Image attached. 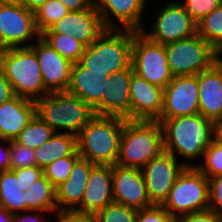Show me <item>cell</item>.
Returning <instances> with one entry per match:
<instances>
[{"label":"cell","mask_w":222,"mask_h":222,"mask_svg":"<svg viewBox=\"0 0 222 222\" xmlns=\"http://www.w3.org/2000/svg\"><path fill=\"white\" fill-rule=\"evenodd\" d=\"M157 121L162 125L165 151L176 158L192 161L204 157L216 137V124L199 113Z\"/></svg>","instance_id":"1"},{"label":"cell","mask_w":222,"mask_h":222,"mask_svg":"<svg viewBox=\"0 0 222 222\" xmlns=\"http://www.w3.org/2000/svg\"><path fill=\"white\" fill-rule=\"evenodd\" d=\"M135 30L106 28L85 47L80 63L96 74L110 75L131 66Z\"/></svg>","instance_id":"2"},{"label":"cell","mask_w":222,"mask_h":222,"mask_svg":"<svg viewBox=\"0 0 222 222\" xmlns=\"http://www.w3.org/2000/svg\"><path fill=\"white\" fill-rule=\"evenodd\" d=\"M165 152L163 129L159 121H125L117 165L141 169Z\"/></svg>","instance_id":"3"},{"label":"cell","mask_w":222,"mask_h":222,"mask_svg":"<svg viewBox=\"0 0 222 222\" xmlns=\"http://www.w3.org/2000/svg\"><path fill=\"white\" fill-rule=\"evenodd\" d=\"M125 121L121 117L96 115L77 136L80 157L94 165H115Z\"/></svg>","instance_id":"4"},{"label":"cell","mask_w":222,"mask_h":222,"mask_svg":"<svg viewBox=\"0 0 222 222\" xmlns=\"http://www.w3.org/2000/svg\"><path fill=\"white\" fill-rule=\"evenodd\" d=\"M36 114L55 133L78 136L80 131L96 116L94 110L81 98L68 92L48 93L35 102Z\"/></svg>","instance_id":"5"},{"label":"cell","mask_w":222,"mask_h":222,"mask_svg":"<svg viewBox=\"0 0 222 222\" xmlns=\"http://www.w3.org/2000/svg\"><path fill=\"white\" fill-rule=\"evenodd\" d=\"M14 95L36 102L48 93L35 52L30 47L2 49L1 67Z\"/></svg>","instance_id":"6"},{"label":"cell","mask_w":222,"mask_h":222,"mask_svg":"<svg viewBox=\"0 0 222 222\" xmlns=\"http://www.w3.org/2000/svg\"><path fill=\"white\" fill-rule=\"evenodd\" d=\"M176 220L209 209V180L197 167H186L162 204Z\"/></svg>","instance_id":"7"},{"label":"cell","mask_w":222,"mask_h":222,"mask_svg":"<svg viewBox=\"0 0 222 222\" xmlns=\"http://www.w3.org/2000/svg\"><path fill=\"white\" fill-rule=\"evenodd\" d=\"M165 50L173 77L197 75L219 60V53L198 33L166 44Z\"/></svg>","instance_id":"8"},{"label":"cell","mask_w":222,"mask_h":222,"mask_svg":"<svg viewBox=\"0 0 222 222\" xmlns=\"http://www.w3.org/2000/svg\"><path fill=\"white\" fill-rule=\"evenodd\" d=\"M131 65L134 73L163 89L173 79L165 45L150 40L143 31H135Z\"/></svg>","instance_id":"9"},{"label":"cell","mask_w":222,"mask_h":222,"mask_svg":"<svg viewBox=\"0 0 222 222\" xmlns=\"http://www.w3.org/2000/svg\"><path fill=\"white\" fill-rule=\"evenodd\" d=\"M186 167L194 165L178 162L174 155L165 152L140 169L153 205H162L165 202L178 176Z\"/></svg>","instance_id":"10"},{"label":"cell","mask_w":222,"mask_h":222,"mask_svg":"<svg viewBox=\"0 0 222 222\" xmlns=\"http://www.w3.org/2000/svg\"><path fill=\"white\" fill-rule=\"evenodd\" d=\"M40 35L36 28L34 12L25 6L0 4L1 49L29 47L32 44L28 42L34 38L38 39Z\"/></svg>","instance_id":"11"},{"label":"cell","mask_w":222,"mask_h":222,"mask_svg":"<svg viewBox=\"0 0 222 222\" xmlns=\"http://www.w3.org/2000/svg\"><path fill=\"white\" fill-rule=\"evenodd\" d=\"M142 31L150 40L166 45L197 34V23L180 2L174 1L158 12L150 33L145 32V29Z\"/></svg>","instance_id":"12"},{"label":"cell","mask_w":222,"mask_h":222,"mask_svg":"<svg viewBox=\"0 0 222 222\" xmlns=\"http://www.w3.org/2000/svg\"><path fill=\"white\" fill-rule=\"evenodd\" d=\"M197 113H199L197 75L173 77L164 88L163 109L159 119H171Z\"/></svg>","instance_id":"13"},{"label":"cell","mask_w":222,"mask_h":222,"mask_svg":"<svg viewBox=\"0 0 222 222\" xmlns=\"http://www.w3.org/2000/svg\"><path fill=\"white\" fill-rule=\"evenodd\" d=\"M29 46L36 54L47 93L67 92L73 63L62 57L41 37Z\"/></svg>","instance_id":"14"},{"label":"cell","mask_w":222,"mask_h":222,"mask_svg":"<svg viewBox=\"0 0 222 222\" xmlns=\"http://www.w3.org/2000/svg\"><path fill=\"white\" fill-rule=\"evenodd\" d=\"M112 187L114 202L116 203L136 210L153 206L139 168L113 165Z\"/></svg>","instance_id":"15"},{"label":"cell","mask_w":222,"mask_h":222,"mask_svg":"<svg viewBox=\"0 0 222 222\" xmlns=\"http://www.w3.org/2000/svg\"><path fill=\"white\" fill-rule=\"evenodd\" d=\"M106 28L94 3L83 11H70L42 33L74 35L85 47L91 45Z\"/></svg>","instance_id":"16"},{"label":"cell","mask_w":222,"mask_h":222,"mask_svg":"<svg viewBox=\"0 0 222 222\" xmlns=\"http://www.w3.org/2000/svg\"><path fill=\"white\" fill-rule=\"evenodd\" d=\"M163 91L133 72L129 86L131 120L157 121L163 109Z\"/></svg>","instance_id":"17"},{"label":"cell","mask_w":222,"mask_h":222,"mask_svg":"<svg viewBox=\"0 0 222 222\" xmlns=\"http://www.w3.org/2000/svg\"><path fill=\"white\" fill-rule=\"evenodd\" d=\"M146 2L147 0H94V5L105 28H119L122 26V29L142 31L144 27L141 19L143 18ZM112 17L120 25L113 21Z\"/></svg>","instance_id":"18"},{"label":"cell","mask_w":222,"mask_h":222,"mask_svg":"<svg viewBox=\"0 0 222 222\" xmlns=\"http://www.w3.org/2000/svg\"><path fill=\"white\" fill-rule=\"evenodd\" d=\"M199 89V114L222 122V59L219 57L209 69L197 74Z\"/></svg>","instance_id":"19"},{"label":"cell","mask_w":222,"mask_h":222,"mask_svg":"<svg viewBox=\"0 0 222 222\" xmlns=\"http://www.w3.org/2000/svg\"><path fill=\"white\" fill-rule=\"evenodd\" d=\"M108 77L109 75L90 72L80 62L74 63L67 92L81 98L94 110L95 115L102 116V95L108 87Z\"/></svg>","instance_id":"20"},{"label":"cell","mask_w":222,"mask_h":222,"mask_svg":"<svg viewBox=\"0 0 222 222\" xmlns=\"http://www.w3.org/2000/svg\"><path fill=\"white\" fill-rule=\"evenodd\" d=\"M133 72L131 65L127 69L109 75L107 78L108 87L102 95V116L131 120L129 86Z\"/></svg>","instance_id":"21"},{"label":"cell","mask_w":222,"mask_h":222,"mask_svg":"<svg viewBox=\"0 0 222 222\" xmlns=\"http://www.w3.org/2000/svg\"><path fill=\"white\" fill-rule=\"evenodd\" d=\"M113 202L112 166L95 165L91 169L81 204L76 210L96 214Z\"/></svg>","instance_id":"22"},{"label":"cell","mask_w":222,"mask_h":222,"mask_svg":"<svg viewBox=\"0 0 222 222\" xmlns=\"http://www.w3.org/2000/svg\"><path fill=\"white\" fill-rule=\"evenodd\" d=\"M36 115L35 102L14 95L0 105V140H14Z\"/></svg>","instance_id":"23"},{"label":"cell","mask_w":222,"mask_h":222,"mask_svg":"<svg viewBox=\"0 0 222 222\" xmlns=\"http://www.w3.org/2000/svg\"><path fill=\"white\" fill-rule=\"evenodd\" d=\"M95 165L79 157L68 179L56 188L57 211L76 209L82 201L91 169Z\"/></svg>","instance_id":"24"},{"label":"cell","mask_w":222,"mask_h":222,"mask_svg":"<svg viewBox=\"0 0 222 222\" xmlns=\"http://www.w3.org/2000/svg\"><path fill=\"white\" fill-rule=\"evenodd\" d=\"M77 150V137L68 133H54L42 146L35 149L36 165L42 169L56 159L72 155Z\"/></svg>","instance_id":"25"},{"label":"cell","mask_w":222,"mask_h":222,"mask_svg":"<svg viewBox=\"0 0 222 222\" xmlns=\"http://www.w3.org/2000/svg\"><path fill=\"white\" fill-rule=\"evenodd\" d=\"M26 211L57 212L56 188L43 175L24 192Z\"/></svg>","instance_id":"26"},{"label":"cell","mask_w":222,"mask_h":222,"mask_svg":"<svg viewBox=\"0 0 222 222\" xmlns=\"http://www.w3.org/2000/svg\"><path fill=\"white\" fill-rule=\"evenodd\" d=\"M19 188L18 179L12 171L0 173V205L13 214L26 211V197Z\"/></svg>","instance_id":"27"},{"label":"cell","mask_w":222,"mask_h":222,"mask_svg":"<svg viewBox=\"0 0 222 222\" xmlns=\"http://www.w3.org/2000/svg\"><path fill=\"white\" fill-rule=\"evenodd\" d=\"M40 37L73 64L80 61L85 50V46L74 35L41 33Z\"/></svg>","instance_id":"28"},{"label":"cell","mask_w":222,"mask_h":222,"mask_svg":"<svg viewBox=\"0 0 222 222\" xmlns=\"http://www.w3.org/2000/svg\"><path fill=\"white\" fill-rule=\"evenodd\" d=\"M54 133V130L36 114L14 140L35 150L48 141Z\"/></svg>","instance_id":"29"},{"label":"cell","mask_w":222,"mask_h":222,"mask_svg":"<svg viewBox=\"0 0 222 222\" xmlns=\"http://www.w3.org/2000/svg\"><path fill=\"white\" fill-rule=\"evenodd\" d=\"M197 33L219 54L222 51V4L197 24Z\"/></svg>","instance_id":"30"},{"label":"cell","mask_w":222,"mask_h":222,"mask_svg":"<svg viewBox=\"0 0 222 222\" xmlns=\"http://www.w3.org/2000/svg\"><path fill=\"white\" fill-rule=\"evenodd\" d=\"M69 12L68 8L61 1L47 0L35 12V24L38 32L41 34Z\"/></svg>","instance_id":"31"},{"label":"cell","mask_w":222,"mask_h":222,"mask_svg":"<svg viewBox=\"0 0 222 222\" xmlns=\"http://www.w3.org/2000/svg\"><path fill=\"white\" fill-rule=\"evenodd\" d=\"M80 157L78 150L72 155L56 159L43 169L44 176L57 188L65 182L73 168L75 161Z\"/></svg>","instance_id":"32"},{"label":"cell","mask_w":222,"mask_h":222,"mask_svg":"<svg viewBox=\"0 0 222 222\" xmlns=\"http://www.w3.org/2000/svg\"><path fill=\"white\" fill-rule=\"evenodd\" d=\"M207 178L222 175V141L216 136L204 152V164L194 165Z\"/></svg>","instance_id":"33"},{"label":"cell","mask_w":222,"mask_h":222,"mask_svg":"<svg viewBox=\"0 0 222 222\" xmlns=\"http://www.w3.org/2000/svg\"><path fill=\"white\" fill-rule=\"evenodd\" d=\"M138 210L113 202L95 214L96 222H136Z\"/></svg>","instance_id":"34"},{"label":"cell","mask_w":222,"mask_h":222,"mask_svg":"<svg viewBox=\"0 0 222 222\" xmlns=\"http://www.w3.org/2000/svg\"><path fill=\"white\" fill-rule=\"evenodd\" d=\"M36 165L35 150L10 140V170Z\"/></svg>","instance_id":"35"},{"label":"cell","mask_w":222,"mask_h":222,"mask_svg":"<svg viewBox=\"0 0 222 222\" xmlns=\"http://www.w3.org/2000/svg\"><path fill=\"white\" fill-rule=\"evenodd\" d=\"M189 16L198 24L214 9L222 4V0H184L180 3Z\"/></svg>","instance_id":"36"},{"label":"cell","mask_w":222,"mask_h":222,"mask_svg":"<svg viewBox=\"0 0 222 222\" xmlns=\"http://www.w3.org/2000/svg\"><path fill=\"white\" fill-rule=\"evenodd\" d=\"M136 222H176L162 205L138 210Z\"/></svg>","instance_id":"37"},{"label":"cell","mask_w":222,"mask_h":222,"mask_svg":"<svg viewBox=\"0 0 222 222\" xmlns=\"http://www.w3.org/2000/svg\"><path fill=\"white\" fill-rule=\"evenodd\" d=\"M10 171H12L16 179H18L19 190L24 192L28 190L36 180L44 175L43 169L37 165Z\"/></svg>","instance_id":"38"},{"label":"cell","mask_w":222,"mask_h":222,"mask_svg":"<svg viewBox=\"0 0 222 222\" xmlns=\"http://www.w3.org/2000/svg\"><path fill=\"white\" fill-rule=\"evenodd\" d=\"M209 180V209L222 219V175L208 178Z\"/></svg>","instance_id":"39"},{"label":"cell","mask_w":222,"mask_h":222,"mask_svg":"<svg viewBox=\"0 0 222 222\" xmlns=\"http://www.w3.org/2000/svg\"><path fill=\"white\" fill-rule=\"evenodd\" d=\"M56 213L58 222H96L95 214L76 209L59 210Z\"/></svg>","instance_id":"40"},{"label":"cell","mask_w":222,"mask_h":222,"mask_svg":"<svg viewBox=\"0 0 222 222\" xmlns=\"http://www.w3.org/2000/svg\"><path fill=\"white\" fill-rule=\"evenodd\" d=\"M176 222H222V219L214 211L208 209L179 217Z\"/></svg>","instance_id":"41"},{"label":"cell","mask_w":222,"mask_h":222,"mask_svg":"<svg viewBox=\"0 0 222 222\" xmlns=\"http://www.w3.org/2000/svg\"><path fill=\"white\" fill-rule=\"evenodd\" d=\"M7 171H10V140H0V173Z\"/></svg>","instance_id":"42"},{"label":"cell","mask_w":222,"mask_h":222,"mask_svg":"<svg viewBox=\"0 0 222 222\" xmlns=\"http://www.w3.org/2000/svg\"><path fill=\"white\" fill-rule=\"evenodd\" d=\"M14 96L13 88L0 70V105Z\"/></svg>","instance_id":"43"},{"label":"cell","mask_w":222,"mask_h":222,"mask_svg":"<svg viewBox=\"0 0 222 222\" xmlns=\"http://www.w3.org/2000/svg\"><path fill=\"white\" fill-rule=\"evenodd\" d=\"M28 212H30L31 214H29ZM38 212L39 211H25V212H17L15 214H13L12 218H11V222H47V220H43V218H41L40 216L38 217ZM24 215H23V214ZM34 213V214H32ZM48 221L50 222V219H48Z\"/></svg>","instance_id":"44"},{"label":"cell","mask_w":222,"mask_h":222,"mask_svg":"<svg viewBox=\"0 0 222 222\" xmlns=\"http://www.w3.org/2000/svg\"><path fill=\"white\" fill-rule=\"evenodd\" d=\"M61 1L69 11H83L88 9L94 0H59Z\"/></svg>","instance_id":"45"},{"label":"cell","mask_w":222,"mask_h":222,"mask_svg":"<svg viewBox=\"0 0 222 222\" xmlns=\"http://www.w3.org/2000/svg\"><path fill=\"white\" fill-rule=\"evenodd\" d=\"M47 0H24V6L32 12H36Z\"/></svg>","instance_id":"46"},{"label":"cell","mask_w":222,"mask_h":222,"mask_svg":"<svg viewBox=\"0 0 222 222\" xmlns=\"http://www.w3.org/2000/svg\"><path fill=\"white\" fill-rule=\"evenodd\" d=\"M13 213L8 212L0 205V222H11Z\"/></svg>","instance_id":"47"},{"label":"cell","mask_w":222,"mask_h":222,"mask_svg":"<svg viewBox=\"0 0 222 222\" xmlns=\"http://www.w3.org/2000/svg\"><path fill=\"white\" fill-rule=\"evenodd\" d=\"M1 5L24 6V0H0Z\"/></svg>","instance_id":"48"},{"label":"cell","mask_w":222,"mask_h":222,"mask_svg":"<svg viewBox=\"0 0 222 222\" xmlns=\"http://www.w3.org/2000/svg\"><path fill=\"white\" fill-rule=\"evenodd\" d=\"M216 136L222 141V124H216Z\"/></svg>","instance_id":"49"},{"label":"cell","mask_w":222,"mask_h":222,"mask_svg":"<svg viewBox=\"0 0 222 222\" xmlns=\"http://www.w3.org/2000/svg\"><path fill=\"white\" fill-rule=\"evenodd\" d=\"M1 54H2V49L0 48V67H1Z\"/></svg>","instance_id":"50"}]
</instances>
